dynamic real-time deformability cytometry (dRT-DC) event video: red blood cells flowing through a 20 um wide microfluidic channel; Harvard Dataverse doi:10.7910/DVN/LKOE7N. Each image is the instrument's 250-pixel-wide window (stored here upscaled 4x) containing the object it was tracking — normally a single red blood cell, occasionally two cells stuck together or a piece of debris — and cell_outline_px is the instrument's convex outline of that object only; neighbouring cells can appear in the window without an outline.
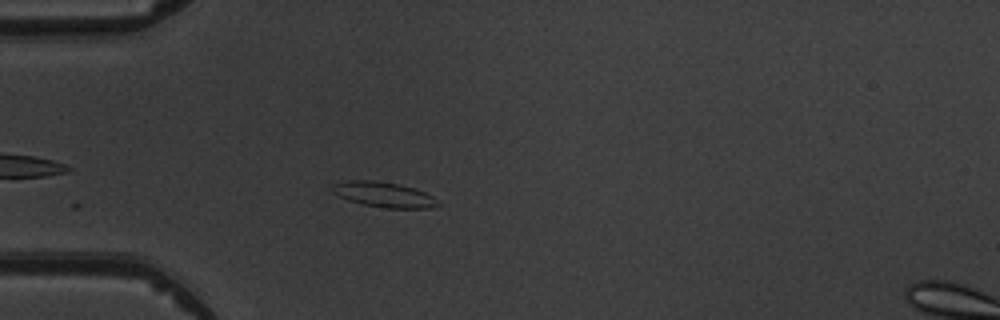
{"species": "common noctule bat (a hibernating species)", "species_latin": "Nyctalus noctula", "temperature_condition": "warm", "stored_images_in_passage": 5, "camera_frame_rate_fps": 3000, "um_per_image_px": 0.085, "animal": {"sex": "male", "body_mass_g": 19.5, "forearm_length_mm": 54.6}, "frame": {"image": 1, "passage_image": 4, "time_ms": 3.333, "image_size_px": [1000, 320], "cell_outline_px": [[440, 204], [432, 208], [384, 208], [364, 204], [348, 200], [332, 192], [332, 184], [348, 180], [372, 180], [400, 184], [424, 192], [432, 196]], "centroid_in_image_um": [32.61, 16.53], "position_along_channel_um": 52.4, "area_um2": 15.37}}